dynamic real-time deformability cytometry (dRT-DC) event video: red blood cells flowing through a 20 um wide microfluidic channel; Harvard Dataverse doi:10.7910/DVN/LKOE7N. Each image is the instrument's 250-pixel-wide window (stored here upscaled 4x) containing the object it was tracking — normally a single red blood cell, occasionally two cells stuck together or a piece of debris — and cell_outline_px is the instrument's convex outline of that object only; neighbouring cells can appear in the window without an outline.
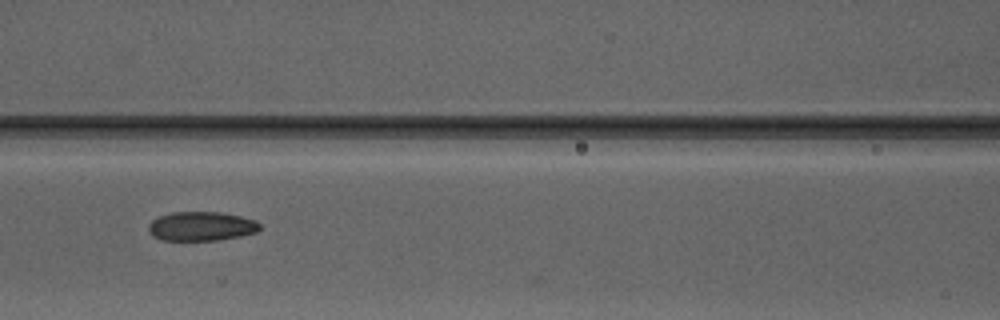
{"species": "Egyptian fruit bat (a non-hibernating species)", "species_latin": "Rousettus aegyptiacus", "temperature_condition": "warm", "stored_images_in_passage": 7, "camera_frame_rate_fps": 3000, "um_per_image_px": 0.085, "animal": {"sex": "male"}, "frame": {"image": 1, "passage_image": 7, "time_ms": 7.0, "image_size_px": [1000, 320], "cell_outline_px": [[260, 228], [256, 232], [240, 236], [216, 240], [160, 240], [152, 236], [148, 232], [148, 224], [152, 220], [160, 216], [172, 212], [220, 212], [240, 216], [256, 220], [260, 224]], "centroid_in_image_um": [17.08, 19.23], "position_along_channel_um": 149.5, "area_um2": 18.96}}